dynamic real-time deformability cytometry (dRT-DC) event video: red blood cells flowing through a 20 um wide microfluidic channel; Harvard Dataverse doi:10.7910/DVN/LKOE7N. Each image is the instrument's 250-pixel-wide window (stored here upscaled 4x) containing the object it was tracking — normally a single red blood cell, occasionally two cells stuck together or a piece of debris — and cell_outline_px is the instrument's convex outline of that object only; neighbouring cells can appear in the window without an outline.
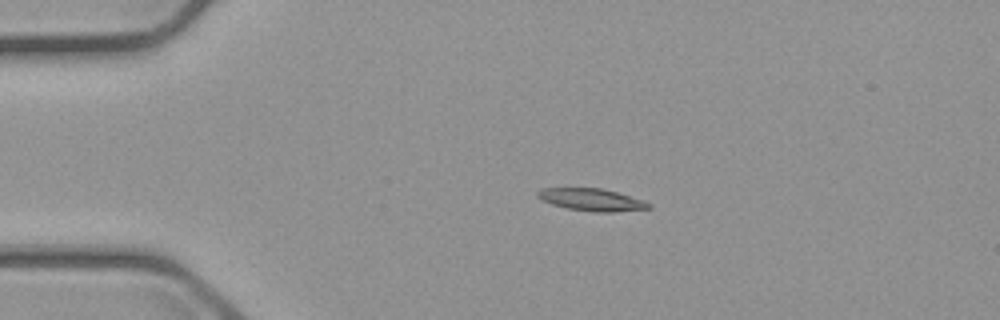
{"species": "common noctule bat (a hibernating species)", "species_latin": "Nyctalus noctula", "temperature_condition": "cold", "stored_images_in_passage": 3, "camera_frame_rate_fps": 3000, "um_per_image_px": 0.085, "animal": {"sex": "male", "body_mass_g": 23.1, "forearm_length_mm": 52.7}, "frame": {"image": 1, "passage_image": 1, "time_ms": 0.0, "image_size_px": [1000, 320], "cell_outline_px": [[652, 208], [612, 212], [596, 212], [568, 208], [552, 204], [536, 196], [536, 192], [540, 188], [604, 188], [644, 200], [652, 204]], "centroid_in_image_um": [50.32, 16.96], "position_along_channel_um": 34.7, "area_um2": 14.45}}
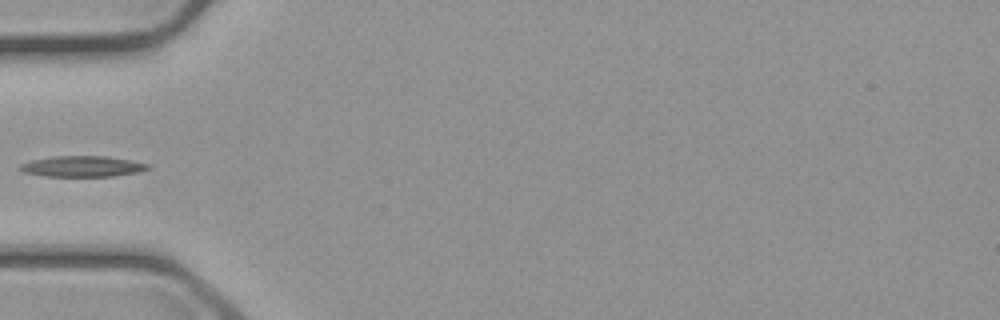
{"frame": {"image": 2, "passage_image": 3, "time_ms": 2.333, "image_size_px": [1000, 320], "cell_outline_px": [[152, 168], [140, 172], [112, 176], [44, 176], [24, 172], [20, 168], [20, 164], [32, 160], [56, 156], [108, 156], [148, 164]], "centroid_in_image_um": [7.03, 14.14], "position_along_channel_um": 78.0, "area_um2": 15.37}}